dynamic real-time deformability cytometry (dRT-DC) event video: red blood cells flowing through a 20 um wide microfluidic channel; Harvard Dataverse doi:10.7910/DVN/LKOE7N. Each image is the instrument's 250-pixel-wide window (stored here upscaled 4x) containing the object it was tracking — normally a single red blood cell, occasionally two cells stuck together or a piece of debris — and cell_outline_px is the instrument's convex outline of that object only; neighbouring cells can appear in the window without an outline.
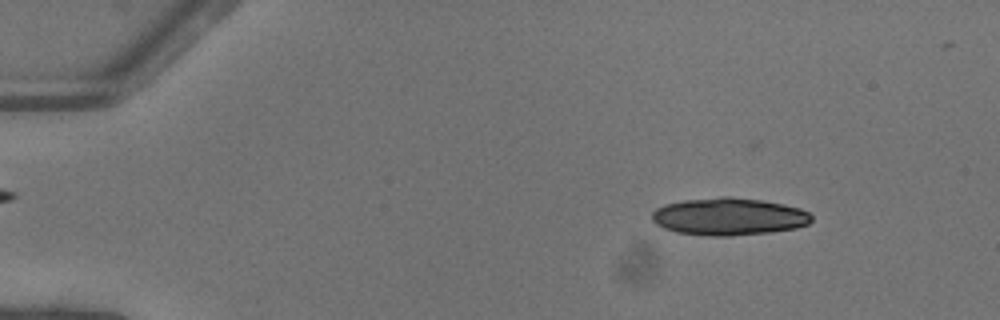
{"species": "common noctule bat (a hibernating species)", "species_latin": "Nyctalus noctula", "temperature_condition": "warm", "stored_images_in_passage": 18, "camera_frame_rate_fps": 3000, "um_per_image_px": 0.085, "animal": {"sex": "female"}, "frame": {"image": 1, "passage_image": 4, "time_ms": 1.0, "image_size_px": [1000, 320], "cell_outline_px": [[812, 220], [808, 224], [796, 228], [772, 232], [732, 236], [708, 236], [676, 232], [664, 228], [656, 224], [652, 220], [652, 212], [656, 208], [664, 204], [684, 200], [720, 196], [728, 196], [760, 200], [784, 204], [800, 208], [808, 212], [812, 216]], "centroid_in_image_um": [61.95, 18.41], "position_along_channel_um": 23.1, "area_um2": 35.03}}